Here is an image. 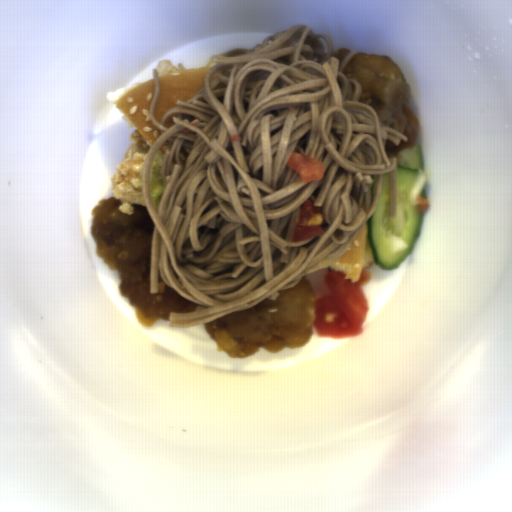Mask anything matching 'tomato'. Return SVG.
Returning <instances> with one entry per match:
<instances>
[{
  "instance_id": "tomato-1",
  "label": "tomato",
  "mask_w": 512,
  "mask_h": 512,
  "mask_svg": "<svg viewBox=\"0 0 512 512\" xmlns=\"http://www.w3.org/2000/svg\"><path fill=\"white\" fill-rule=\"evenodd\" d=\"M334 270L324 276L329 293L315 298V319L312 326L320 338H349L364 333L369 301L362 286L370 283L372 272L362 269L357 283Z\"/></svg>"
},
{
  "instance_id": "tomato-2",
  "label": "tomato",
  "mask_w": 512,
  "mask_h": 512,
  "mask_svg": "<svg viewBox=\"0 0 512 512\" xmlns=\"http://www.w3.org/2000/svg\"><path fill=\"white\" fill-rule=\"evenodd\" d=\"M323 217L312 200L309 199L303 202L300 206V213L296 217L291 243L324 235L325 232L322 228Z\"/></svg>"
},
{
  "instance_id": "tomato-3",
  "label": "tomato",
  "mask_w": 512,
  "mask_h": 512,
  "mask_svg": "<svg viewBox=\"0 0 512 512\" xmlns=\"http://www.w3.org/2000/svg\"><path fill=\"white\" fill-rule=\"evenodd\" d=\"M286 166L297 172L304 184L322 180L326 168L320 160L295 151L291 154Z\"/></svg>"
}]
</instances>
